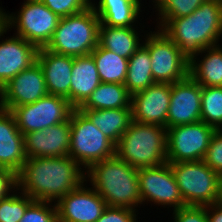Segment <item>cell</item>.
Wrapping results in <instances>:
<instances>
[{"label":"cell","instance_id":"cell-38","mask_svg":"<svg viewBox=\"0 0 222 222\" xmlns=\"http://www.w3.org/2000/svg\"><path fill=\"white\" fill-rule=\"evenodd\" d=\"M208 222H222V200L207 206Z\"/></svg>","mask_w":222,"mask_h":222},{"label":"cell","instance_id":"cell-32","mask_svg":"<svg viewBox=\"0 0 222 222\" xmlns=\"http://www.w3.org/2000/svg\"><path fill=\"white\" fill-rule=\"evenodd\" d=\"M19 222H58L55 203L34 200Z\"/></svg>","mask_w":222,"mask_h":222},{"label":"cell","instance_id":"cell-13","mask_svg":"<svg viewBox=\"0 0 222 222\" xmlns=\"http://www.w3.org/2000/svg\"><path fill=\"white\" fill-rule=\"evenodd\" d=\"M87 183L85 181L55 203L58 222H96L101 217L107 204Z\"/></svg>","mask_w":222,"mask_h":222},{"label":"cell","instance_id":"cell-31","mask_svg":"<svg viewBox=\"0 0 222 222\" xmlns=\"http://www.w3.org/2000/svg\"><path fill=\"white\" fill-rule=\"evenodd\" d=\"M33 201L16 188L6 198L0 199V222H19Z\"/></svg>","mask_w":222,"mask_h":222},{"label":"cell","instance_id":"cell-1","mask_svg":"<svg viewBox=\"0 0 222 222\" xmlns=\"http://www.w3.org/2000/svg\"><path fill=\"white\" fill-rule=\"evenodd\" d=\"M86 181V171L69 155L28 158L16 174V188L36 201L56 203Z\"/></svg>","mask_w":222,"mask_h":222},{"label":"cell","instance_id":"cell-21","mask_svg":"<svg viewBox=\"0 0 222 222\" xmlns=\"http://www.w3.org/2000/svg\"><path fill=\"white\" fill-rule=\"evenodd\" d=\"M143 6L139 0H96L92 5L100 23L111 27L145 26L141 20L147 6L142 10Z\"/></svg>","mask_w":222,"mask_h":222},{"label":"cell","instance_id":"cell-10","mask_svg":"<svg viewBox=\"0 0 222 222\" xmlns=\"http://www.w3.org/2000/svg\"><path fill=\"white\" fill-rule=\"evenodd\" d=\"M75 108L57 95H46L34 103L12 107L9 111L23 135L67 121Z\"/></svg>","mask_w":222,"mask_h":222},{"label":"cell","instance_id":"cell-19","mask_svg":"<svg viewBox=\"0 0 222 222\" xmlns=\"http://www.w3.org/2000/svg\"><path fill=\"white\" fill-rule=\"evenodd\" d=\"M73 60V56L38 48L36 61L43 70L48 94L62 96L70 102Z\"/></svg>","mask_w":222,"mask_h":222},{"label":"cell","instance_id":"cell-18","mask_svg":"<svg viewBox=\"0 0 222 222\" xmlns=\"http://www.w3.org/2000/svg\"><path fill=\"white\" fill-rule=\"evenodd\" d=\"M0 37V89L36 62L38 48L15 34Z\"/></svg>","mask_w":222,"mask_h":222},{"label":"cell","instance_id":"cell-3","mask_svg":"<svg viewBox=\"0 0 222 222\" xmlns=\"http://www.w3.org/2000/svg\"><path fill=\"white\" fill-rule=\"evenodd\" d=\"M86 181L104 199L107 206L136 211L142 206L138 168L117 156L93 164L86 171Z\"/></svg>","mask_w":222,"mask_h":222},{"label":"cell","instance_id":"cell-30","mask_svg":"<svg viewBox=\"0 0 222 222\" xmlns=\"http://www.w3.org/2000/svg\"><path fill=\"white\" fill-rule=\"evenodd\" d=\"M201 121L222 129V87H202Z\"/></svg>","mask_w":222,"mask_h":222},{"label":"cell","instance_id":"cell-9","mask_svg":"<svg viewBox=\"0 0 222 222\" xmlns=\"http://www.w3.org/2000/svg\"><path fill=\"white\" fill-rule=\"evenodd\" d=\"M24 2V3H23ZM15 12H8V30L24 38L37 48H44L51 41L60 17L40 0H24Z\"/></svg>","mask_w":222,"mask_h":222},{"label":"cell","instance_id":"cell-39","mask_svg":"<svg viewBox=\"0 0 222 222\" xmlns=\"http://www.w3.org/2000/svg\"><path fill=\"white\" fill-rule=\"evenodd\" d=\"M8 30V11L6 12L3 7L0 6V37L3 34H7Z\"/></svg>","mask_w":222,"mask_h":222},{"label":"cell","instance_id":"cell-20","mask_svg":"<svg viewBox=\"0 0 222 222\" xmlns=\"http://www.w3.org/2000/svg\"><path fill=\"white\" fill-rule=\"evenodd\" d=\"M26 160L23 134L12 113L0 108V167L16 175Z\"/></svg>","mask_w":222,"mask_h":222},{"label":"cell","instance_id":"cell-7","mask_svg":"<svg viewBox=\"0 0 222 222\" xmlns=\"http://www.w3.org/2000/svg\"><path fill=\"white\" fill-rule=\"evenodd\" d=\"M70 127L69 156L85 171L97 162L116 156V144L79 109L72 111Z\"/></svg>","mask_w":222,"mask_h":222},{"label":"cell","instance_id":"cell-40","mask_svg":"<svg viewBox=\"0 0 222 222\" xmlns=\"http://www.w3.org/2000/svg\"><path fill=\"white\" fill-rule=\"evenodd\" d=\"M142 4L144 3V2H142V0H139ZM152 2H151V4H150V6L152 5L153 7L157 4V2L159 1V0H151Z\"/></svg>","mask_w":222,"mask_h":222},{"label":"cell","instance_id":"cell-17","mask_svg":"<svg viewBox=\"0 0 222 222\" xmlns=\"http://www.w3.org/2000/svg\"><path fill=\"white\" fill-rule=\"evenodd\" d=\"M23 137L27 159L68 156L71 141L70 118L43 130L29 132Z\"/></svg>","mask_w":222,"mask_h":222},{"label":"cell","instance_id":"cell-27","mask_svg":"<svg viewBox=\"0 0 222 222\" xmlns=\"http://www.w3.org/2000/svg\"><path fill=\"white\" fill-rule=\"evenodd\" d=\"M156 83L152 77L148 49L142 44L128 59L125 87L131 95Z\"/></svg>","mask_w":222,"mask_h":222},{"label":"cell","instance_id":"cell-24","mask_svg":"<svg viewBox=\"0 0 222 222\" xmlns=\"http://www.w3.org/2000/svg\"><path fill=\"white\" fill-rule=\"evenodd\" d=\"M144 30L145 26L111 27L100 23L98 44L102 48L113 51L117 55L129 59V57L143 44L144 40L142 39H144L145 34L149 31ZM141 33H143L144 36Z\"/></svg>","mask_w":222,"mask_h":222},{"label":"cell","instance_id":"cell-6","mask_svg":"<svg viewBox=\"0 0 222 222\" xmlns=\"http://www.w3.org/2000/svg\"><path fill=\"white\" fill-rule=\"evenodd\" d=\"M169 164L185 206H208L222 200V177L203 160Z\"/></svg>","mask_w":222,"mask_h":222},{"label":"cell","instance_id":"cell-28","mask_svg":"<svg viewBox=\"0 0 222 222\" xmlns=\"http://www.w3.org/2000/svg\"><path fill=\"white\" fill-rule=\"evenodd\" d=\"M90 54L96 63L101 83H125L128 69L127 58L102 48L99 44Z\"/></svg>","mask_w":222,"mask_h":222},{"label":"cell","instance_id":"cell-14","mask_svg":"<svg viewBox=\"0 0 222 222\" xmlns=\"http://www.w3.org/2000/svg\"><path fill=\"white\" fill-rule=\"evenodd\" d=\"M48 95L43 70L36 61L0 89V108L10 110Z\"/></svg>","mask_w":222,"mask_h":222},{"label":"cell","instance_id":"cell-15","mask_svg":"<svg viewBox=\"0 0 222 222\" xmlns=\"http://www.w3.org/2000/svg\"><path fill=\"white\" fill-rule=\"evenodd\" d=\"M171 86V83L156 82L145 90L131 95L132 120L167 128Z\"/></svg>","mask_w":222,"mask_h":222},{"label":"cell","instance_id":"cell-8","mask_svg":"<svg viewBox=\"0 0 222 222\" xmlns=\"http://www.w3.org/2000/svg\"><path fill=\"white\" fill-rule=\"evenodd\" d=\"M145 34L143 45L148 49L155 82L175 83L189 76V57L161 30Z\"/></svg>","mask_w":222,"mask_h":222},{"label":"cell","instance_id":"cell-16","mask_svg":"<svg viewBox=\"0 0 222 222\" xmlns=\"http://www.w3.org/2000/svg\"><path fill=\"white\" fill-rule=\"evenodd\" d=\"M202 87L190 76L172 83L167 128L201 121Z\"/></svg>","mask_w":222,"mask_h":222},{"label":"cell","instance_id":"cell-5","mask_svg":"<svg viewBox=\"0 0 222 222\" xmlns=\"http://www.w3.org/2000/svg\"><path fill=\"white\" fill-rule=\"evenodd\" d=\"M100 19L92 6L60 18L51 41L45 47L54 53L73 57L90 54L98 45Z\"/></svg>","mask_w":222,"mask_h":222},{"label":"cell","instance_id":"cell-4","mask_svg":"<svg viewBox=\"0 0 222 222\" xmlns=\"http://www.w3.org/2000/svg\"><path fill=\"white\" fill-rule=\"evenodd\" d=\"M167 128L131 121L116 144V156L133 167H153L167 162Z\"/></svg>","mask_w":222,"mask_h":222},{"label":"cell","instance_id":"cell-25","mask_svg":"<svg viewBox=\"0 0 222 222\" xmlns=\"http://www.w3.org/2000/svg\"><path fill=\"white\" fill-rule=\"evenodd\" d=\"M80 111L115 144L119 142L132 121L131 108Z\"/></svg>","mask_w":222,"mask_h":222},{"label":"cell","instance_id":"cell-29","mask_svg":"<svg viewBox=\"0 0 222 222\" xmlns=\"http://www.w3.org/2000/svg\"><path fill=\"white\" fill-rule=\"evenodd\" d=\"M207 0H159L152 8L157 24L155 28L160 29L168 20L178 17H186L192 14ZM155 9V11H154Z\"/></svg>","mask_w":222,"mask_h":222},{"label":"cell","instance_id":"cell-35","mask_svg":"<svg viewBox=\"0 0 222 222\" xmlns=\"http://www.w3.org/2000/svg\"><path fill=\"white\" fill-rule=\"evenodd\" d=\"M170 213L172 222H208L207 206H184Z\"/></svg>","mask_w":222,"mask_h":222},{"label":"cell","instance_id":"cell-11","mask_svg":"<svg viewBox=\"0 0 222 222\" xmlns=\"http://www.w3.org/2000/svg\"><path fill=\"white\" fill-rule=\"evenodd\" d=\"M138 180L143 206L150 203L151 207L152 205L167 207L168 213L185 206L168 162L158 166L139 168Z\"/></svg>","mask_w":222,"mask_h":222},{"label":"cell","instance_id":"cell-23","mask_svg":"<svg viewBox=\"0 0 222 222\" xmlns=\"http://www.w3.org/2000/svg\"><path fill=\"white\" fill-rule=\"evenodd\" d=\"M71 75L70 104L78 109L101 83L93 56L74 57Z\"/></svg>","mask_w":222,"mask_h":222},{"label":"cell","instance_id":"cell-33","mask_svg":"<svg viewBox=\"0 0 222 222\" xmlns=\"http://www.w3.org/2000/svg\"><path fill=\"white\" fill-rule=\"evenodd\" d=\"M60 18L74 15L89 7L85 0H40Z\"/></svg>","mask_w":222,"mask_h":222},{"label":"cell","instance_id":"cell-22","mask_svg":"<svg viewBox=\"0 0 222 222\" xmlns=\"http://www.w3.org/2000/svg\"><path fill=\"white\" fill-rule=\"evenodd\" d=\"M189 76L201 87H222V45L208 47L191 56Z\"/></svg>","mask_w":222,"mask_h":222},{"label":"cell","instance_id":"cell-2","mask_svg":"<svg viewBox=\"0 0 222 222\" xmlns=\"http://www.w3.org/2000/svg\"><path fill=\"white\" fill-rule=\"evenodd\" d=\"M187 56L222 42L221 0H207L192 14L168 20L160 28Z\"/></svg>","mask_w":222,"mask_h":222},{"label":"cell","instance_id":"cell-34","mask_svg":"<svg viewBox=\"0 0 222 222\" xmlns=\"http://www.w3.org/2000/svg\"><path fill=\"white\" fill-rule=\"evenodd\" d=\"M203 161L222 177V129L215 130Z\"/></svg>","mask_w":222,"mask_h":222},{"label":"cell","instance_id":"cell-37","mask_svg":"<svg viewBox=\"0 0 222 222\" xmlns=\"http://www.w3.org/2000/svg\"><path fill=\"white\" fill-rule=\"evenodd\" d=\"M16 189V175L3 167H0V199L6 198Z\"/></svg>","mask_w":222,"mask_h":222},{"label":"cell","instance_id":"cell-41","mask_svg":"<svg viewBox=\"0 0 222 222\" xmlns=\"http://www.w3.org/2000/svg\"><path fill=\"white\" fill-rule=\"evenodd\" d=\"M89 6H92L95 3V0H85Z\"/></svg>","mask_w":222,"mask_h":222},{"label":"cell","instance_id":"cell-26","mask_svg":"<svg viewBox=\"0 0 222 222\" xmlns=\"http://www.w3.org/2000/svg\"><path fill=\"white\" fill-rule=\"evenodd\" d=\"M131 108V94L124 84L100 83L79 110Z\"/></svg>","mask_w":222,"mask_h":222},{"label":"cell","instance_id":"cell-36","mask_svg":"<svg viewBox=\"0 0 222 222\" xmlns=\"http://www.w3.org/2000/svg\"><path fill=\"white\" fill-rule=\"evenodd\" d=\"M139 211L107 206L96 222H138Z\"/></svg>","mask_w":222,"mask_h":222},{"label":"cell","instance_id":"cell-12","mask_svg":"<svg viewBox=\"0 0 222 222\" xmlns=\"http://www.w3.org/2000/svg\"><path fill=\"white\" fill-rule=\"evenodd\" d=\"M215 130L203 121L167 128V162L203 160Z\"/></svg>","mask_w":222,"mask_h":222}]
</instances>
